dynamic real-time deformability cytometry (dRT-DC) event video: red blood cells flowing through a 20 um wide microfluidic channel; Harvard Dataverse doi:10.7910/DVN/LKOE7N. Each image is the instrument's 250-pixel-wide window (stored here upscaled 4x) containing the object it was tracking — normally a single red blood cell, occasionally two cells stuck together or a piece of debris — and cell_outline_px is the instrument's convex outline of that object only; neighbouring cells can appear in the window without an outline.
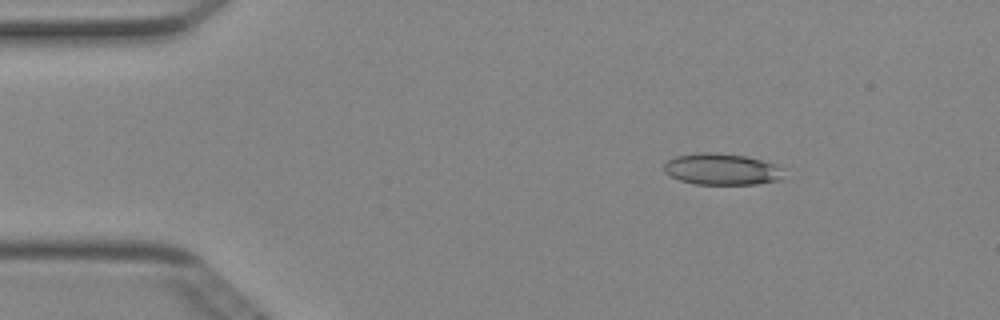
{"species": "Egyptian fruit bat (a non-hibernating species)", "species_latin": "Rousettus aegyptiacus", "temperature_condition": "cold", "stored_images_in_passage": 6, "camera_frame_rate_fps": 3000, "um_per_image_px": 0.085, "animal": {"sex": "female"}, "frame": {"image": 1, "passage_image": 1, "time_ms": 0.0, "image_size_px": [1000, 320], "cell_outline_px": [[784, 180], [756, 184], [696, 184], [680, 180], [664, 172], [664, 164], [668, 160], [676, 156], [696, 152], [716, 152], [744, 156], [776, 164], [784, 168]], "centroid_in_image_um": [61.4, 14.38], "position_along_channel_um": 23.6, "area_um2": 22.2}}
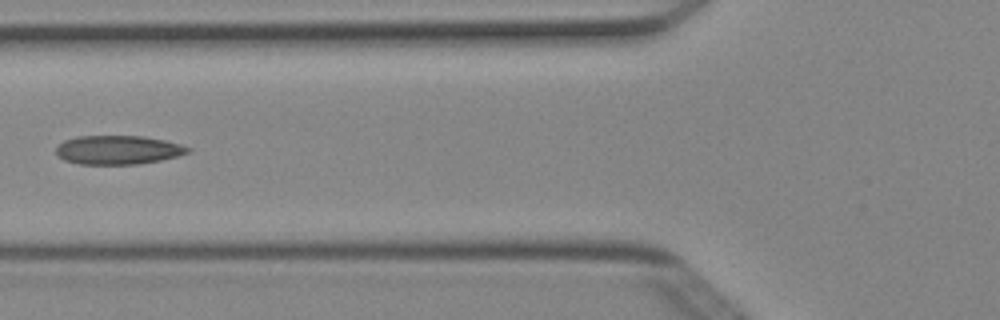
{"frame": {"image": 2, "passage_image": 4, "time_ms": 1.0, "image_size_px": [1000, 320], "cell_outline_px": [[192, 148], [188, 152], [176, 156], [160, 160], [136, 164], [80, 164], [64, 160], [56, 156], [56, 148], [64, 140], [76, 136], [144, 136], [164, 140], [180, 144]], "centroid_in_image_um": [10.0, 12.74], "position_along_channel_um": 115.8, "area_um2": 22.14}}
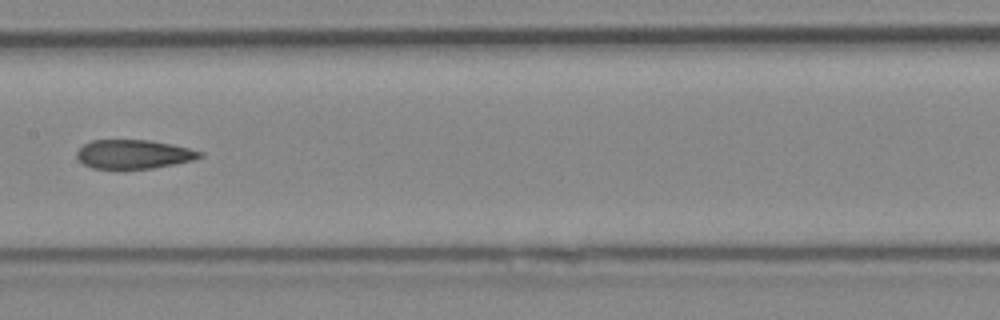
{"frame": {"image": 3, "passage_image": 6, "time_ms": 1.667, "image_size_px": [1000, 320], "cell_outline_px": [[204, 156], [192, 160], [152, 168], [92, 168], [84, 164], [76, 156], [76, 152], [84, 144], [92, 140], [152, 140], [172, 144], [204, 152]], "centroid_in_image_um": [11.37, 13.09], "position_along_channel_um": 196.0, "area_um2": 20.58}}